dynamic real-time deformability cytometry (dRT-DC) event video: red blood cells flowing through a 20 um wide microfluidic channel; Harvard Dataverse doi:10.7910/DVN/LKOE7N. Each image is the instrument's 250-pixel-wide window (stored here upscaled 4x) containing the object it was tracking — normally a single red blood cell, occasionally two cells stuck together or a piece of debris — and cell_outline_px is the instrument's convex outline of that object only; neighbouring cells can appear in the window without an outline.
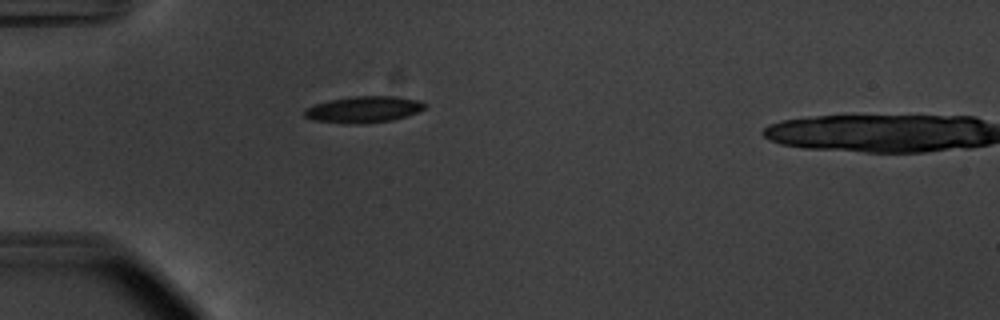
{"species": "common noctule bat (a hibernating species)", "species_latin": "Nyctalus noctula", "temperature_condition": "warm", "stored_images_in_passage": 39, "camera_frame_rate_fps": 3000, "um_per_image_px": 0.085, "animal": {"sex": "male", "body_mass_g": 20.1, "forearm_length_mm": 53.5}, "frame": {"image": 1, "passage_image": 1, "time_ms": 0.0, "image_size_px": [1000, 320], "cell_outline_px": [[428, 104], [424, 108], [416, 112], [392, 120], [360, 124], [348, 124], [312, 120], [304, 116], [304, 108], [328, 100], [356, 96], [396, 96], [420, 100]], "centroid_in_image_um": [30.89, 9.3], "position_along_channel_um": 54.1, "area_um2": 18.55}}
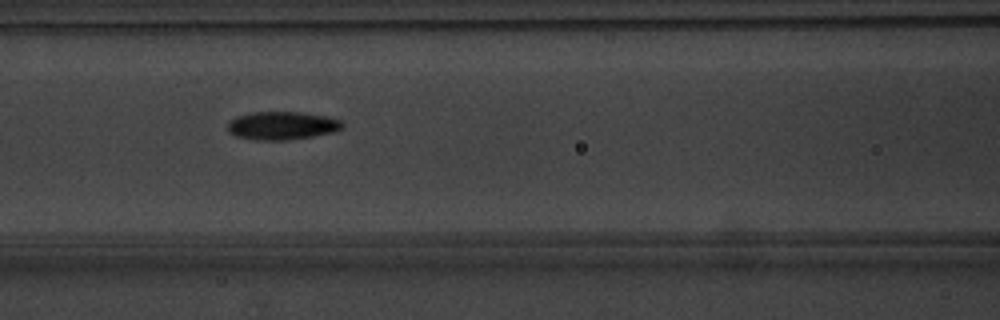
{"frame": {"image": 2, "passage_image": 9, "time_ms": 2.667, "image_size_px": [1000, 320], "cell_outline_px": [[344, 128], [336, 132], [288, 140], [260, 140], [236, 136], [228, 132], [228, 124], [236, 116], [252, 112], [300, 112], [324, 116], [340, 120], [344, 124]], "centroid_in_image_um": [24.0, 10.68], "position_along_channel_um": 142.6, "area_um2": 18.79}}
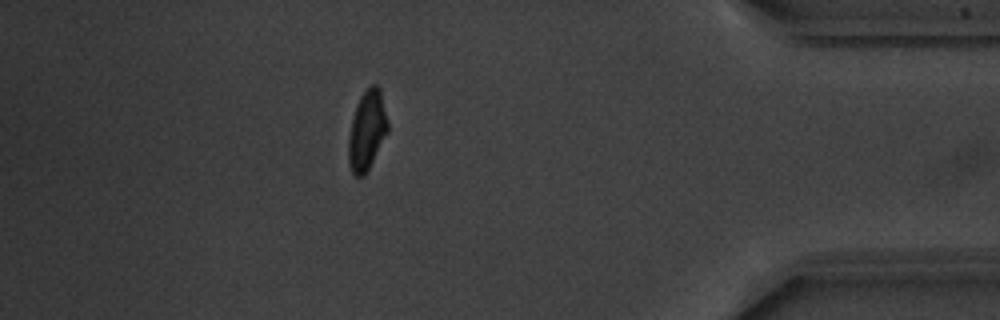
{"frame": {"image": 3, "passage_image": 33, "time_ms": 10.667, "image_size_px": [1000, 320], "cell_outline_px": [[388, 132], [364, 176], [352, 176], [348, 164], [348, 136], [356, 104], [360, 96], [372, 84], [376, 84], [380, 88], [388, 120]], "centroid_in_image_um": [31.18, 11.1], "position_along_channel_um": 404.0, "area_um2": 18.32}}